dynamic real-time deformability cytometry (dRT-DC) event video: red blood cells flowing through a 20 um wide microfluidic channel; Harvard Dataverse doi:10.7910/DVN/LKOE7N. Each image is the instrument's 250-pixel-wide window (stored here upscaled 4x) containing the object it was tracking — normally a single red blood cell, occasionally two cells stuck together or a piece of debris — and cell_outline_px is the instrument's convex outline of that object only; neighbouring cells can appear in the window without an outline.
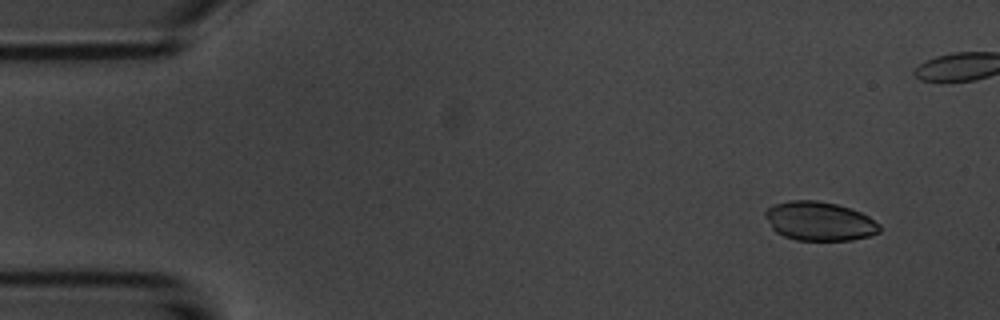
{"species": "common noctule bat (a hibernating species)", "species_latin": "Nyctalus noctula", "temperature_condition": "room temperature", "stored_images_in_passage": 5, "camera_frame_rate_fps": 3000, "um_per_image_px": 0.085, "animal": {"sex": "male", "body_mass_g": 20.1, "forearm_length_mm": 53.5}, "frame": {"image": 1, "passage_image": 1, "time_ms": 0.0, "image_size_px": [1000, 320], "cell_outline_px": [[880, 232], [868, 236], [852, 240], [796, 240], [784, 236], [776, 232], [772, 228], [764, 216], [764, 212], [772, 204], [788, 200], [816, 200], [836, 204], [860, 212], [868, 216], [880, 224]], "centroid_in_image_um": [69.62, 18.79], "position_along_channel_um": 15.4, "area_um2": 26.01}}